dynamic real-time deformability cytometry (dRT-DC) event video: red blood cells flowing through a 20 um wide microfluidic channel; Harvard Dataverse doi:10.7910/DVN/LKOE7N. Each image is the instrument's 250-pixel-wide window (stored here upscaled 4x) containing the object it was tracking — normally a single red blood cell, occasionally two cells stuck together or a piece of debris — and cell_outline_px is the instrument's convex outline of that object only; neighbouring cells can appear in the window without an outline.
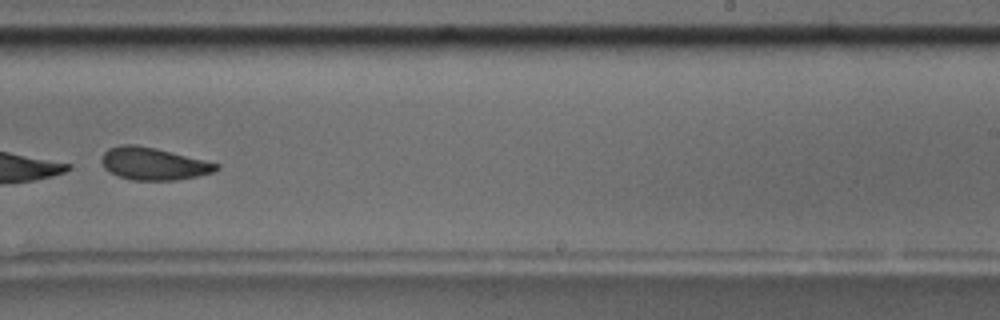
{"species": "common noctule bat (a hibernating species)", "species_latin": "Nyctalus noctula", "temperature_condition": "room temperature", "stored_images_in_passage": 12, "camera_frame_rate_fps": 3000, "um_per_image_px": 0.085, "animal": {"sex": "male", "body_mass_g": 17.5, "forearm_length_mm": 52.3}, "frame": {"image": 1, "passage_image": 7, "time_ms": 7.0, "image_size_px": [1000, 320], "cell_outline_px": [[220, 168], [212, 172], [196, 176], [176, 180], [132, 180], [120, 176], [104, 168], [100, 160], [100, 156], [108, 148], [120, 144], [132, 144], [156, 148], [220, 164]], "centroid_in_image_um": [13.01, 13.9], "position_along_channel_um": 276.0, "area_um2": 21.56}, "authors_computed_cell_mechanics": {"area_um2": 21.9062, "velocity_mm_per_s": 3.6659, "shape_relaxation_time_tau1_ms": 0.9494, "shape_relaxation_time_tau2_ms": 1.4902, "deformation_change_tau1": 0.2742, "deformation_change_tau2": 0.0882}}